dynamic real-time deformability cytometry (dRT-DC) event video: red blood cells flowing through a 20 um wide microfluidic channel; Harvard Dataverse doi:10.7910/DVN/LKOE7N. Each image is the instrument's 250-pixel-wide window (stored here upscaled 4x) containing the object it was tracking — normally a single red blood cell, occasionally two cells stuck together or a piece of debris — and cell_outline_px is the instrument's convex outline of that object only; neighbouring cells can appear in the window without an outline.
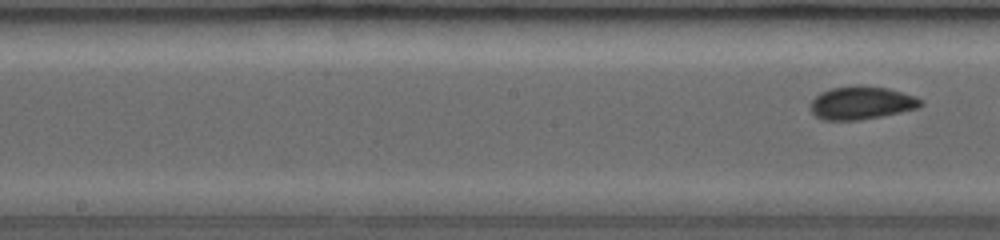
{"species": "common noctule bat (a hibernating species)", "species_latin": "Nyctalus noctula", "temperature_condition": "room temperature", "stored_images_in_passage": 8, "segment_of_instrument_passage": [2, 2], "camera_frame_rate_fps": 3000, "um_per_image_px": 0.085, "animal": {"sex": "female", "body_mass_g": 19.0, "forearm_length_mm": 53.3}, "frame": {"image": 1, "passage_image": 8, "time_ms": 5.333, "image_size_px": [1000, 240], "cell_outline_px": [[924, 104], [920, 108], [860, 120], [824, 120], [816, 116], [812, 112], [812, 100], [820, 92], [832, 88], [852, 84], [860, 84], [888, 88], [916, 96], [924, 100]], "centroid_in_image_um": [73.27, 8.72], "position_along_channel_um": 174.9, "area_um2": 21.5}}